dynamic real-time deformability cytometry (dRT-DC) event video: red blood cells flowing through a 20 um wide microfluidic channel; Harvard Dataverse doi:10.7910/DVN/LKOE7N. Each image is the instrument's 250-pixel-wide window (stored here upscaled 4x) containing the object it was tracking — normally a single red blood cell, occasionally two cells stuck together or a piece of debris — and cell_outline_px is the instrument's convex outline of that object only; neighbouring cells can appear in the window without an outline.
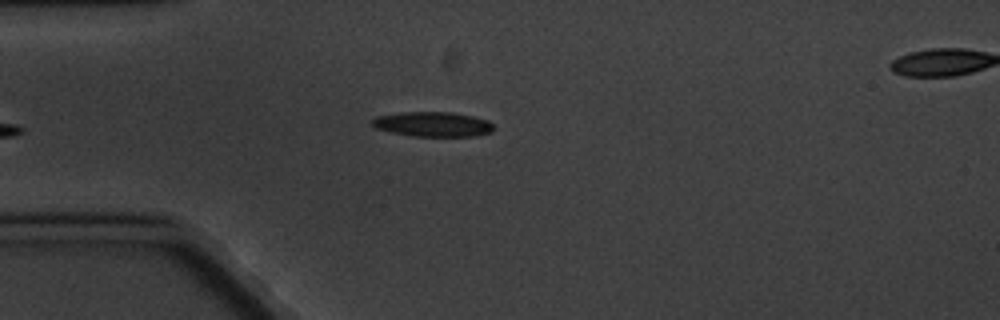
{"species": "common noctule bat (a hibernating species)", "species_latin": "Nyctalus noctula", "temperature_condition": "cold", "stored_images_in_passage": 6, "camera_frame_rate_fps": 3000, "um_per_image_px": 0.085, "animal": {"sex": "male", "body_mass_g": 20.1, "forearm_length_mm": 53.5}, "frame": {"image": 1, "passage_image": 6, "time_ms": 6.667, "image_size_px": [1000, 320], "cell_outline_px": [[492, 132], [476, 136], [412, 136], [392, 132], [376, 128], [372, 124], [372, 120], [376, 116], [404, 112], [452, 112], [472, 116], [488, 120], [492, 124]], "centroid_in_image_um": [36.8, 10.56], "position_along_channel_um": 48.2, "area_um2": 17.46}}